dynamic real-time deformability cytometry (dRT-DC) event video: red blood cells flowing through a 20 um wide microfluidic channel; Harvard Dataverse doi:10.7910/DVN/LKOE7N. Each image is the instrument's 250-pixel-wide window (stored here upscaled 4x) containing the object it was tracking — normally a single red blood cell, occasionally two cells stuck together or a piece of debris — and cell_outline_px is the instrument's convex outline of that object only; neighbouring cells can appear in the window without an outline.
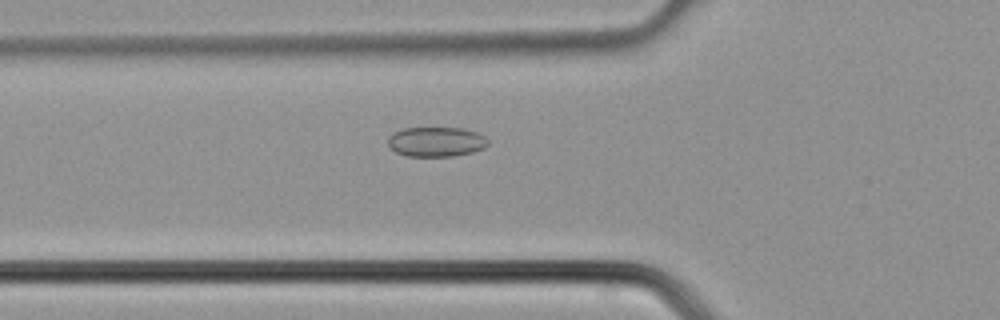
{"species": "common noctule bat (a hibernating species)", "species_latin": "Nyctalus noctula", "temperature_condition": "cold", "stored_images_in_passage": 29, "camera_frame_rate_fps": 3000, "um_per_image_px": 0.085, "animal": {"sex": "male", "body_mass_g": 21.5, "forearm_length_mm": 52.0}, "frame": {"image": 1, "passage_image": 4, "time_ms": 1.0, "image_size_px": [1000, 320], "cell_outline_px": [[488, 144], [484, 148], [472, 152], [452, 156], [408, 156], [396, 152], [388, 148], [388, 136], [392, 132], [404, 128], [464, 128], [476, 132], [484, 136], [488, 140]], "centroid_in_image_um": [37.04, 12.04], "position_along_channel_um": 88.8, "area_um2": 17.46}}
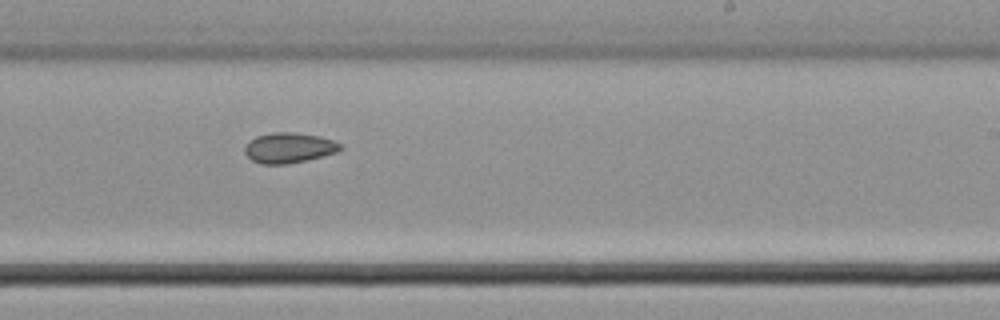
{"frame": {"image": 2, "passage_image": 14, "time_ms": 4.333, "image_size_px": [1000, 320], "cell_outline_px": [[344, 148], [340, 152], [308, 160], [288, 164], [260, 164], [252, 160], [244, 152], [244, 148], [256, 136], [272, 132], [292, 132], [320, 136], [332, 140], [340, 144]], "centroid_in_image_um": [24.61, 12.57], "position_along_channel_um": 264.4, "area_um2": 16.99}}
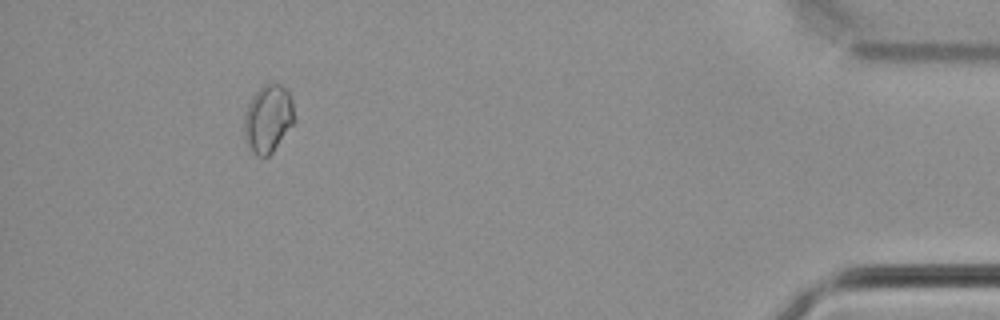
{"frame": {"image": 3, "passage_image": 26, "time_ms": 8.333, "image_size_px": [1000, 320], "cell_outline_px": [[296, 120], [272, 152], [264, 160], [248, 152], [244, 144], [244, 112], [252, 96], [264, 84], [280, 84], [288, 92], [292, 100]], "centroid_in_image_um": [22.75, 10.16], "position_along_channel_um": 412.5, "area_um2": 20.35}}